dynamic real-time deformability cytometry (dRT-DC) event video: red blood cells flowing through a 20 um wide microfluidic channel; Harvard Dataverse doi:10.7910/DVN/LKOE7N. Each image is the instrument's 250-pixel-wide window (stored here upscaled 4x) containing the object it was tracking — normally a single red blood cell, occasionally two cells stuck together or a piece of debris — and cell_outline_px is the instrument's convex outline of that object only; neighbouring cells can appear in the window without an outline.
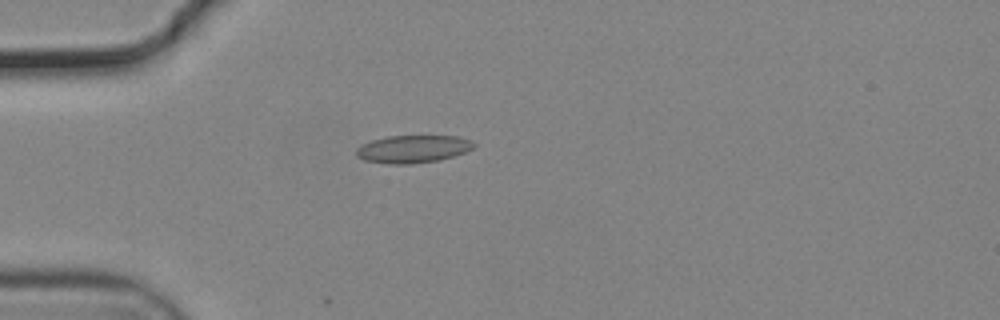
{"species": "common noctule bat (a hibernating species)", "species_latin": "Nyctalus noctula", "temperature_condition": "cold", "stored_images_in_passage": 24, "camera_frame_rate_fps": 3000, "um_per_image_px": 0.085, "animal": {"sex": "male", "body_mass_g": 19.2, "forearm_length_mm": 51.8}, "frame": {"image": 1, "passage_image": 12, "time_ms": 3.667, "image_size_px": [1000, 320], "cell_outline_px": [[476, 144], [472, 148], [464, 152], [452, 156], [436, 160], [408, 164], [388, 164], [364, 160], [356, 156], [356, 148], [372, 140], [388, 136], [460, 136], [472, 140]], "centroid_in_image_um": [35.09, 12.66], "position_along_channel_um": 49.9, "area_um2": 18.79}}
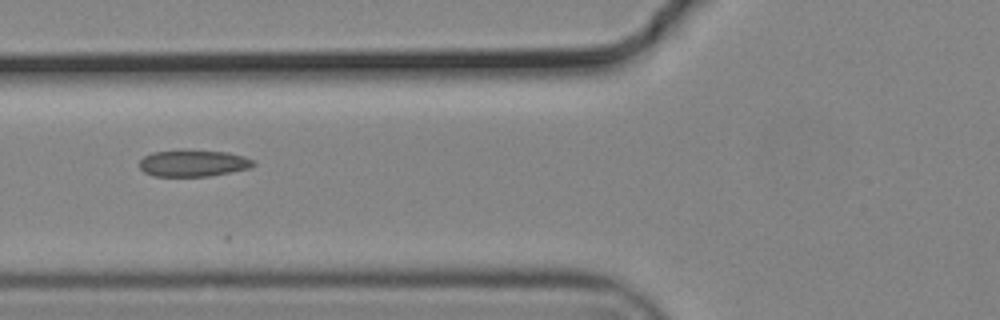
{"frame": {"image": 2, "passage_image": 18, "time_ms": 5.667, "image_size_px": [1000, 320], "cell_outline_px": [[256, 164], [252, 168], [208, 176], [152, 176], [144, 172], [140, 168], [140, 160], [144, 156], [152, 152], [180, 148], [228, 152], [244, 156], [252, 160]], "centroid_in_image_um": [16.41, 13.84], "position_along_channel_um": 109.4, "area_um2": 18.21}}
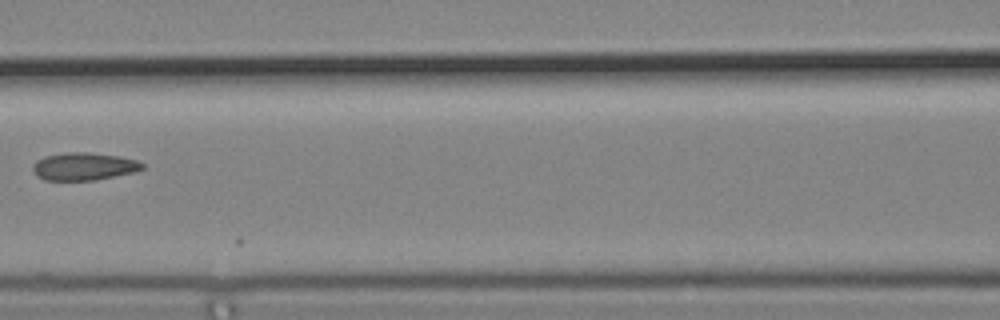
{"frame": {"image": 3, "passage_image": 22, "time_ms": 7.0, "image_size_px": [1000, 320], "cell_outline_px": [[144, 168], [136, 172], [96, 180], [44, 180], [36, 176], [32, 172], [32, 164], [36, 160], [44, 156], [68, 152], [88, 152], [120, 156], [136, 160], [144, 164]], "centroid_in_image_um": [7.11, 14.15], "position_along_channel_um": 159.5, "area_um2": 17.92}}